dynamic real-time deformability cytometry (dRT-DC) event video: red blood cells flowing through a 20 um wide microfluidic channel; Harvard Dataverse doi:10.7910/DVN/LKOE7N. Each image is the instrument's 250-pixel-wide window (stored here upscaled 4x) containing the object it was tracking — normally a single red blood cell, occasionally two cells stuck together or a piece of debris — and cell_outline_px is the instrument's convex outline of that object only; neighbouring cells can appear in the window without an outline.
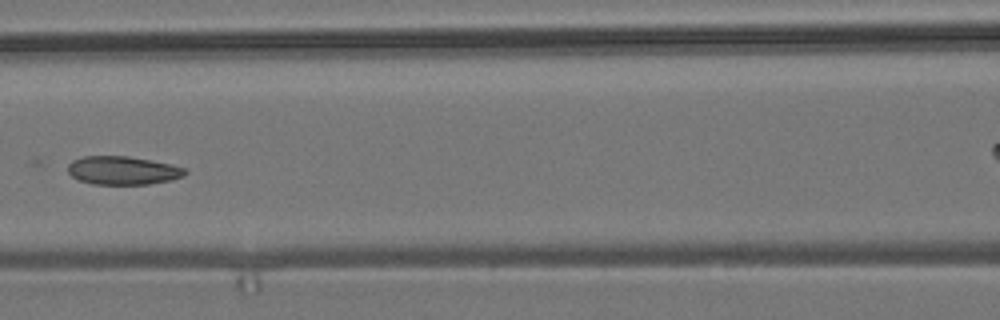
{"species": "common noctule bat (a hibernating species)", "species_latin": "Nyctalus noctula", "temperature_condition": "room temperature", "stored_images_in_passage": 8, "camera_frame_rate_fps": 3000, "um_per_image_px": 0.085, "animal": {"sex": "male", "body_mass_g": 19.2, "forearm_length_mm": 51.8}, "frame": {"image": 1, "passage_image": 7, "time_ms": 7.0, "image_size_px": [1000, 320], "cell_outline_px": [[188, 172], [184, 176], [172, 180], [148, 184], [92, 184], [80, 180], [72, 176], [68, 172], [68, 164], [72, 160], [84, 156], [128, 156], [168, 164], [184, 168]], "centroid_in_image_um": [10.42, 14.49], "position_along_channel_um": 156.2, "area_um2": 19.25}}